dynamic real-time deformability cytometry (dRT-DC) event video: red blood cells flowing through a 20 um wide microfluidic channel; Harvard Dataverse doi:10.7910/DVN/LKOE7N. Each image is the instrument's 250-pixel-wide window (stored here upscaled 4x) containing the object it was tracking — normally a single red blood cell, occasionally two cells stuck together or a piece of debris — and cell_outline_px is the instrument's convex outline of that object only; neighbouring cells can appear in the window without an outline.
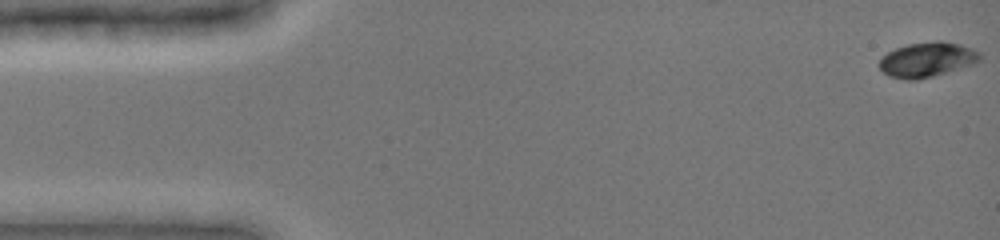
{"species": "common noctule bat (a hibernating species)", "species_latin": "Nyctalus noctula", "temperature_condition": "cold", "stored_images_in_passage": 9, "camera_frame_rate_fps": 3000, "um_per_image_px": 0.085, "animal": {"sex": "female", "body_mass_g": 19.0, "forearm_length_mm": 51.5}, "frame": {"image": 1, "passage_image": 1, "time_ms": 0.0, "image_size_px": [1000, 240], "cell_outline_px": [[980, 60], [976, 64], [932, 76], [916, 80], [904, 80], [888, 76], [880, 68], [880, 60], [888, 52], [896, 48], [908, 44], [936, 40], [940, 40], [960, 44], [972, 48], [980, 52]], "centroid_in_image_um": [78.83, 5.06], "position_along_channel_um": 6.2, "area_um2": 20.46}}